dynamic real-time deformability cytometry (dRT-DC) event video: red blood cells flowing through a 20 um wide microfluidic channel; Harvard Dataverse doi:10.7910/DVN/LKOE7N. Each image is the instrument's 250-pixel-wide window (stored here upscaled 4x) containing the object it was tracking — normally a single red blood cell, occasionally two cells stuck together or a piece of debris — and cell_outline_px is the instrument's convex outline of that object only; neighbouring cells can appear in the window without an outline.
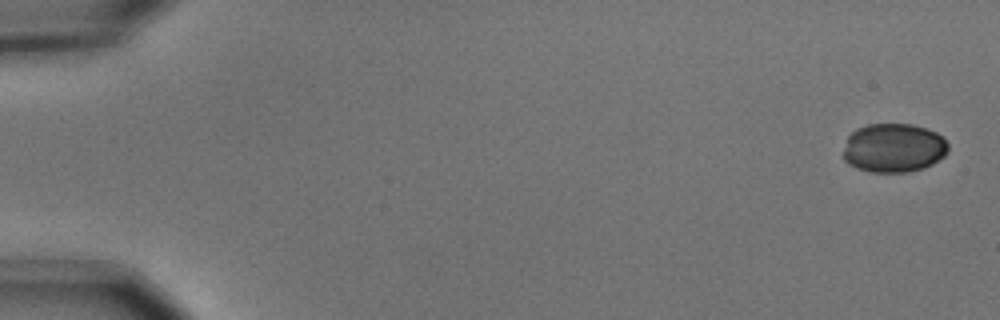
{"species": "common noctule bat (a hibernating species)", "species_latin": "Nyctalus noctula", "temperature_condition": "cold", "stored_images_in_passage": 5, "camera_frame_rate_fps": 3000, "um_per_image_px": 0.085, "animal": {"sex": "male", "body_mass_g": 15.6}, "frame": {"image": 1, "passage_image": 1, "time_ms": 0.0, "image_size_px": [1000, 320], "cell_outline_px": [[948, 152], [944, 156], [932, 164], [924, 168], [908, 172], [872, 172], [856, 168], [848, 164], [844, 160], [844, 148], [848, 136], [856, 128], [868, 124], [912, 124], [936, 132], [948, 144]], "centroid_in_image_um": [75.95, 12.58], "position_along_channel_um": 9.1, "area_um2": 30.0}}
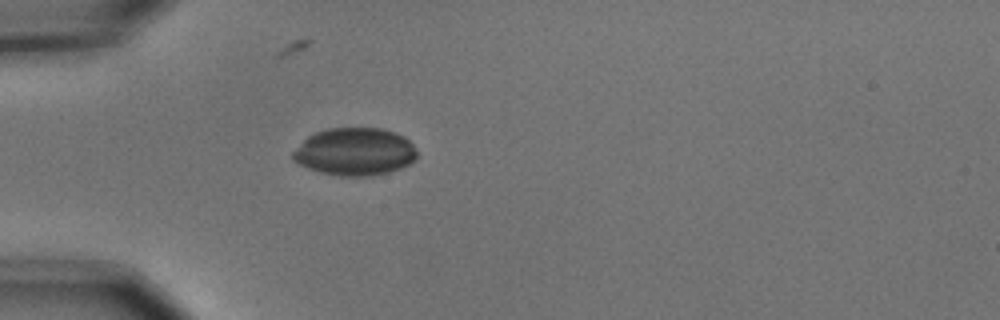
{"frame": {"image": 2, "passage_image": 5, "time_ms": 1.333, "image_size_px": [1000, 320], "cell_outline_px": [[416, 160], [400, 168], [388, 172], [372, 176], [340, 176], [320, 172], [308, 168], [292, 160], [292, 152], [308, 136], [316, 132], [328, 128], [380, 128], [396, 132], [404, 136], [416, 148]], "centroid_in_image_um": [30.17, 12.89], "position_along_channel_um": 54.8, "area_um2": 34.51}}